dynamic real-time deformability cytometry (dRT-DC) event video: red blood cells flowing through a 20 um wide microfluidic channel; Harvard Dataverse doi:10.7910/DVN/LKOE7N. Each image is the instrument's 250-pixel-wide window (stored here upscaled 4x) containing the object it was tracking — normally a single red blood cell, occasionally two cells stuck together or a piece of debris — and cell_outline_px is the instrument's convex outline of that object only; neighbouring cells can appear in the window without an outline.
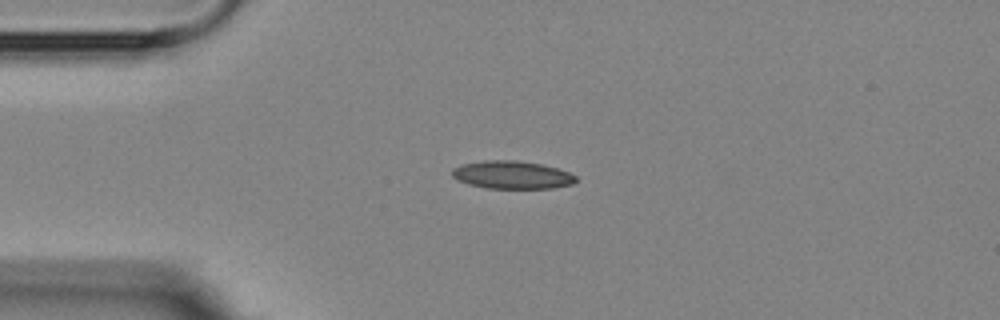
{"species": "Egyptian fruit bat (a non-hibernating species)", "species_latin": "Rousettus aegyptiacus", "temperature_condition": "room temperature", "stored_images_in_passage": 9, "camera_frame_rate_fps": 3000, "um_per_image_px": 0.085, "animal": {"sex": "female"}, "frame": {"image": 1, "passage_image": 3, "time_ms": 2.333, "image_size_px": [1000, 320], "cell_outline_px": [[576, 180], [572, 184], [552, 188], [488, 188], [468, 184], [452, 176], [452, 168], [460, 164], [484, 160], [516, 160], [544, 164], [568, 172], [576, 176]], "centroid_in_image_um": [43.51, 14.85], "position_along_channel_um": 41.5, "area_um2": 20.11}}
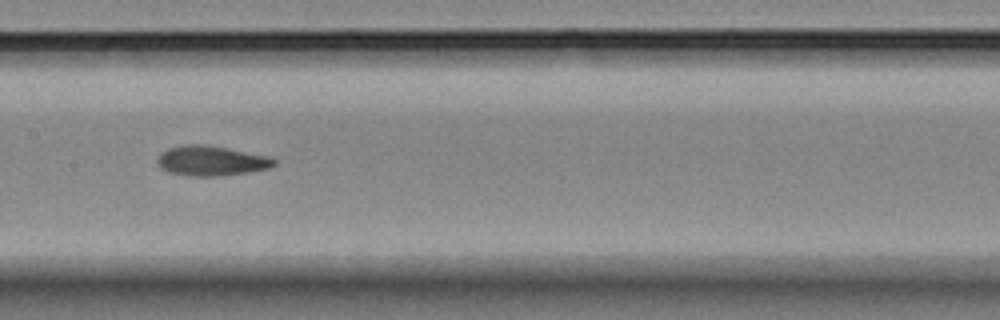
{"frame": {"image": 2, "passage_image": 7, "time_ms": 7.0, "image_size_px": [1000, 320], "cell_outline_px": [[276, 164], [268, 168], [248, 172], [220, 176], [188, 176], [168, 172], [160, 168], [156, 160], [160, 152], [168, 148], [184, 144], [204, 144], [228, 148], [268, 156], [276, 160]], "centroid_in_image_um": [17.91, 13.66], "position_along_channel_um": 189.5, "area_um2": 20.52}}
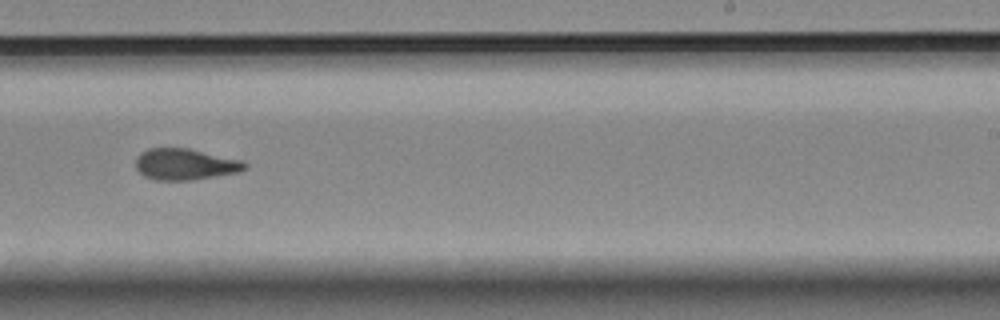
{"frame": {"image": 3, "passage_image": 9, "time_ms": 9.333, "image_size_px": [1000, 320], "cell_outline_px": [[248, 168], [240, 172], [192, 180], [156, 180], [144, 176], [136, 168], [136, 156], [140, 152], [148, 148], [188, 148], [244, 160], [248, 164]], "centroid_in_image_um": [15.77, 13.96], "position_along_channel_um": 273.2, "area_um2": 20.17}}